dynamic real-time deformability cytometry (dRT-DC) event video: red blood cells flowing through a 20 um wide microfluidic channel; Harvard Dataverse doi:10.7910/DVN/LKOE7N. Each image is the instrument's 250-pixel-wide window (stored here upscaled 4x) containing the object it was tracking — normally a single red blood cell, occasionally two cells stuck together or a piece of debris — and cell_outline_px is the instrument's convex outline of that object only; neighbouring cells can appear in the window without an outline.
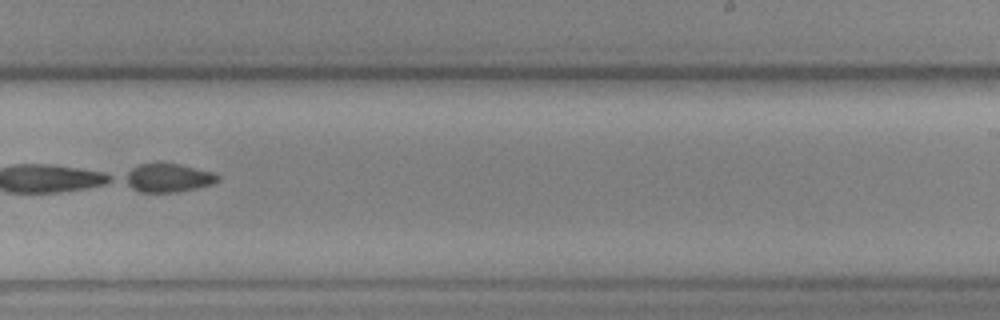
{"species": "common noctule bat (a hibernating species)", "species_latin": "Nyctalus noctula", "temperature_condition": "cold", "stored_images_in_passage": 9, "camera_frame_rate_fps": 3000, "um_per_image_px": 0.085, "animal": {"sex": "female", "body_mass_g": 19.3, "forearm_length_mm": 54.1}, "frame": {"image": 1, "passage_image": 9, "time_ms": 2.667, "image_size_px": [1000, 320], "cell_outline_px": [[220, 180], [212, 184], [196, 188], [176, 192], [140, 192], [132, 188], [120, 180], [120, 176], [132, 168], [140, 164], [160, 160], [180, 164], [212, 172], [220, 176]], "centroid_in_image_um": [14.2, 15.08], "position_along_channel_um": 274.8, "area_um2": 16.13}}